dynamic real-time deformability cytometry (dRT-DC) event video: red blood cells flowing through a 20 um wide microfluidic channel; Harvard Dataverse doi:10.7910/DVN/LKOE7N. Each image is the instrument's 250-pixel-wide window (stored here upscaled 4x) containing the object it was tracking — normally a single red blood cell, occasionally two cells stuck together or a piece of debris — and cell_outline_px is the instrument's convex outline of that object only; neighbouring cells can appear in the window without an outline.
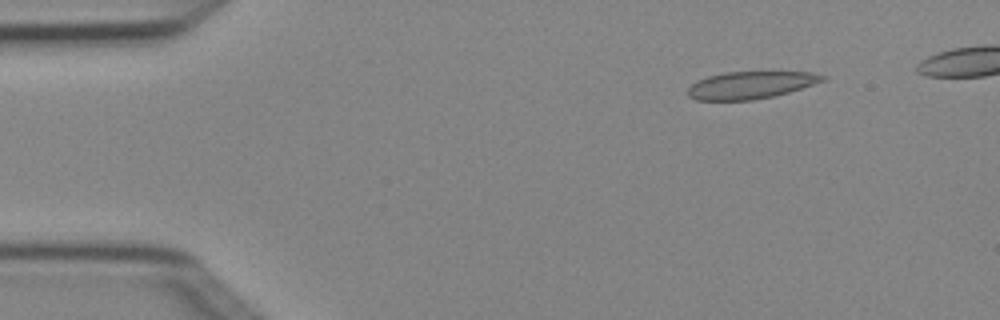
{"species": "Egyptian fruit bat (a non-hibernating species)", "species_latin": "Rousettus aegyptiacus", "temperature_condition": "cold", "stored_images_in_passage": 5, "camera_frame_rate_fps": 3000, "um_per_image_px": 0.085, "animal": {"sex": "female"}, "frame": {"image": 1, "passage_image": 2, "time_ms": 0.333, "image_size_px": [1000, 320], "cell_outline_px": [[828, 80], [788, 92], [772, 96], [752, 100], [696, 100], [688, 96], [688, 88], [696, 80], [708, 76], [724, 72], [812, 72], [828, 76]], "centroid_in_image_um": [63.82, 7.22], "position_along_channel_um": 21.2, "area_um2": 21.5}}